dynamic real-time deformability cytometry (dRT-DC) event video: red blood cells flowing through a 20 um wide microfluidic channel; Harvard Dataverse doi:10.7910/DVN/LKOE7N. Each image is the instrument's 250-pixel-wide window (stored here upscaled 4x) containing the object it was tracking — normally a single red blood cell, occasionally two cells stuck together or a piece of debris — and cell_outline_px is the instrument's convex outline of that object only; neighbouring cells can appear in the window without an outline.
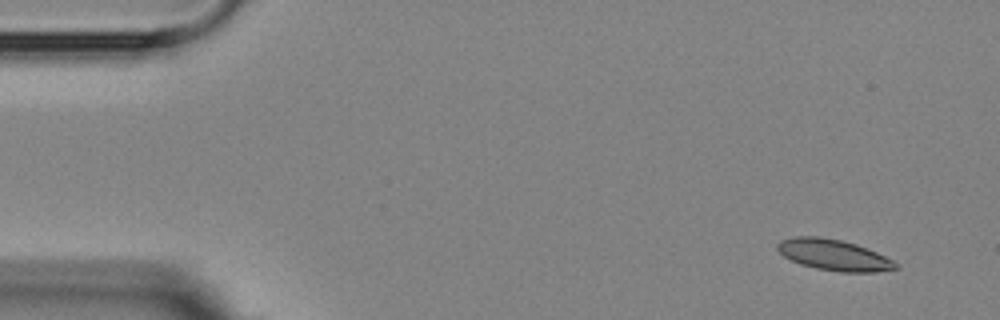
{"species": "Egyptian fruit bat (a non-hibernating species)", "species_latin": "Rousettus aegyptiacus", "temperature_condition": "room temperature", "stored_images_in_passage": 9, "camera_frame_rate_fps": 3000, "um_per_image_px": 0.085, "animal": {"sex": "female"}, "frame": {"image": 1, "passage_image": 1, "time_ms": 0.0, "image_size_px": [1000, 320], "cell_outline_px": [[900, 268], [876, 272], [840, 272], [816, 268], [800, 264], [784, 256], [776, 248], [776, 244], [780, 240], [792, 236], [820, 236], [840, 240], [856, 244], [876, 252], [900, 264]], "centroid_in_image_um": [70.87, 21.67], "position_along_channel_um": 14.1, "area_um2": 21.44}}
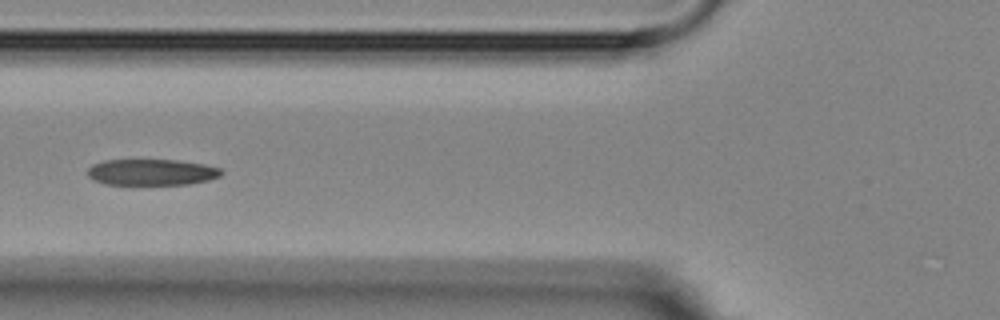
{"frame": {"image": 2, "passage_image": 6, "time_ms": 5.667, "image_size_px": [1000, 320], "cell_outline_px": [[224, 172], [220, 176], [208, 180], [188, 184], [104, 184], [92, 180], [88, 176], [88, 168], [92, 164], [104, 160], [176, 160], [204, 164], [220, 168]], "centroid_in_image_um": [12.87, 14.63], "position_along_channel_um": 112.9, "area_um2": 20.4}}
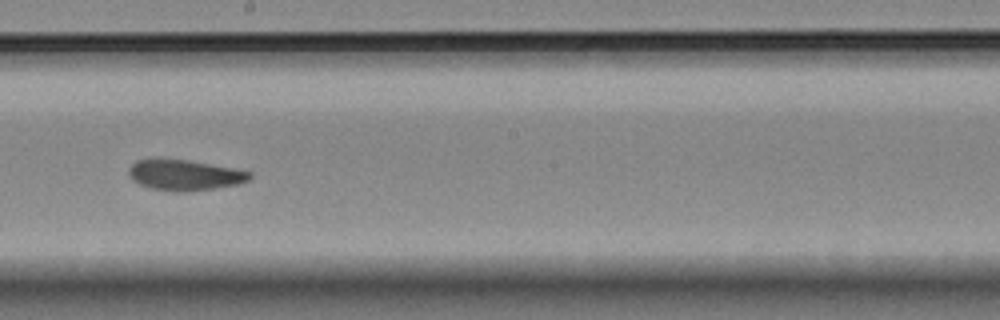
{"frame": {"image": 3, "passage_image": 9, "time_ms": 9.0, "image_size_px": [1000, 320], "cell_outline_px": [[252, 176], [248, 180], [240, 184], [216, 188], [184, 192], [176, 192], [152, 188], [140, 184], [132, 180], [128, 176], [128, 168], [136, 160], [152, 156], [156, 156], [188, 160], [232, 168], [252, 172]], "centroid_in_image_um": [15.63, 14.84], "position_along_channel_um": 232.6, "area_um2": 22.2}}